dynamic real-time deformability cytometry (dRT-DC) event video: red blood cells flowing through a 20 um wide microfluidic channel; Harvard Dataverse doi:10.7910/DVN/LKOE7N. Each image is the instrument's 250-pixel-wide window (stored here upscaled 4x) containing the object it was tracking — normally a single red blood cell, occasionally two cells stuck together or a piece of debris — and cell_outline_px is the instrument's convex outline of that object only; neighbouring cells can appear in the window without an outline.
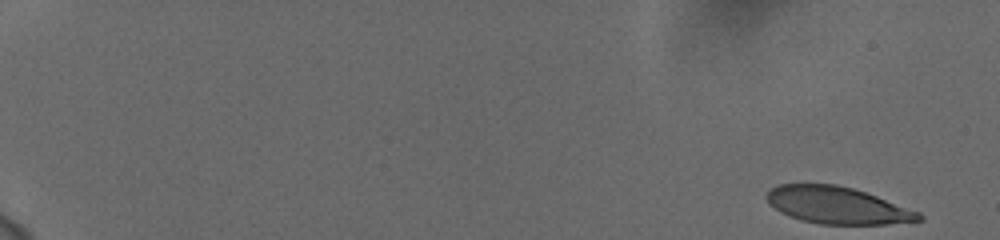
{"species": "human", "species_latin": "Homo sapiens", "temperature_condition": "cold", "stored_images_in_passage": 56, "camera_frame_rate_fps": 3000, "um_per_image_px": 0.085, "donor": {"sex": "female"}, "frame": {"image": 1, "passage_image": 1, "time_ms": 0.0, "image_size_px": [1000, 240], "cell_outline_px": [[924, 220], [888, 224], [820, 224], [800, 220], [788, 216], [780, 212], [768, 204], [764, 196], [768, 188], [776, 184], [836, 184], [852, 188], [876, 196], [920, 212], [924, 216]], "centroid_in_image_um": [71.11, 17.45], "position_along_channel_um": 13.9, "area_um2": 33.06}}
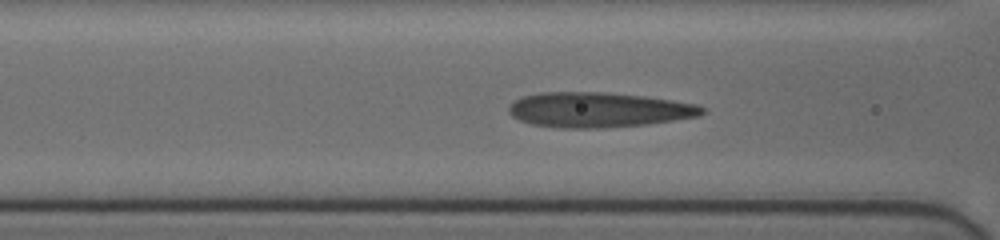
{"frame": {"image": 2, "passage_image": 25, "time_ms": 8.0, "image_size_px": [1000, 240], "cell_outline_px": [[704, 112], [700, 116], [644, 124], [600, 128], [560, 128], [532, 124], [520, 120], [512, 116], [508, 112], [508, 108], [516, 100], [524, 96], [540, 92], [604, 92], [644, 96], [696, 104], [704, 108]], "centroid_in_image_um": [50.85, 9.33], "position_along_channel_um": 115.8, "area_um2": 39.13}}
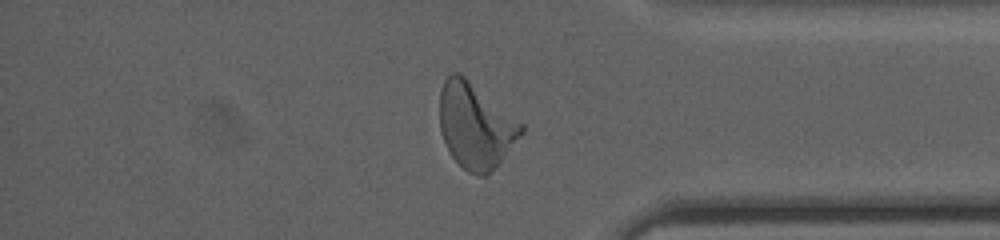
{"frame": {"image": 3, "passage_image": 48, "time_ms": 15.667, "image_size_px": [1000, 240], "cell_outline_px": [[524, 132], [500, 160], [484, 176], [480, 176], [468, 172], [452, 156], [444, 140], [440, 128], [440, 92], [444, 80], [452, 72], [460, 72], [524, 124]], "centroid_in_image_um": [40.41, 10.64], "position_along_channel_um": 394.8, "area_um2": 39.94}, "authors_computed_cell_mechanics": {"area_um2": 37.2232, "velocity_mm_per_s": 3.7441, "shape_relaxation_time_tau1_ms": 6.8153, "shape_relaxation_time_tau2_ms": 0.996, "deformation_change_tau1": 0.2604, "deformation_change_tau2": 0.12}}